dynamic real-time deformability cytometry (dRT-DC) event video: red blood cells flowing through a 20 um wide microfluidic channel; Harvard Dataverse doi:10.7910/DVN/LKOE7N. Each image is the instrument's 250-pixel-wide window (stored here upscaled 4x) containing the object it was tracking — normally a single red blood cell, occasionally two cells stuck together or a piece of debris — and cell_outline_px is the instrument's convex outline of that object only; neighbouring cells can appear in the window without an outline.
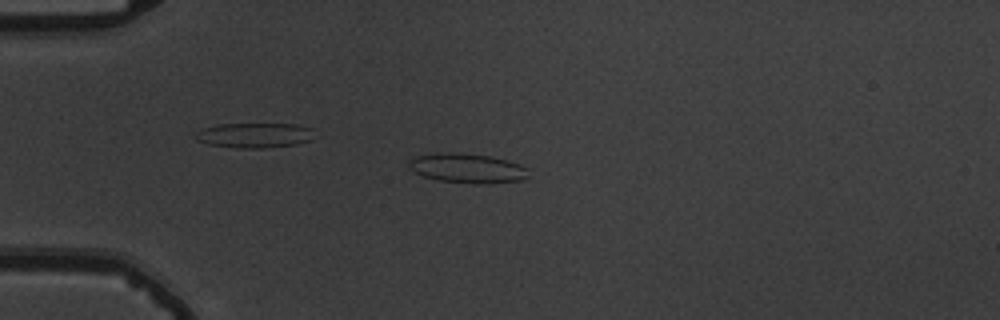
{"species": "common noctule bat (a hibernating species)", "species_latin": "Nyctalus noctula", "temperature_condition": "warm", "stored_images_in_passage": 54, "camera_frame_rate_fps": 3000, "um_per_image_px": 0.085, "animal": {"sex": "male", "body_mass_g": 19.5, "forearm_length_mm": 54.6}, "frame": {"image": 1, "passage_image": 14, "time_ms": 4.333, "image_size_px": [1000, 320], "cell_outline_px": [[528, 176], [520, 180], [488, 184], [472, 184], [440, 180], [424, 176], [408, 168], [408, 160], [416, 156], [436, 152], [452, 152], [488, 156], [508, 160], [520, 164], [528, 168]], "centroid_in_image_um": [39.71, 14.3], "position_along_channel_um": 45.3, "area_um2": 20.69}}
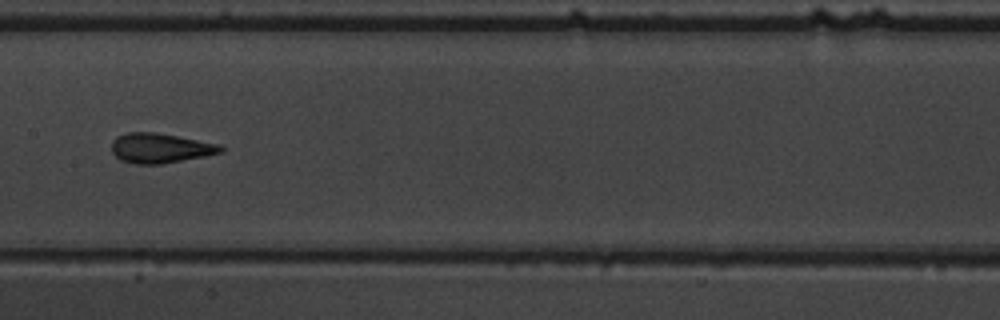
{"frame": {"image": 2, "passage_image": 28, "time_ms": 9.0, "image_size_px": [1000, 320], "cell_outline_px": [[224, 152], [204, 156], [160, 164], [136, 164], [120, 160], [112, 152], [112, 140], [116, 136], [128, 132], [152, 132], [176, 136], [220, 144], [224, 148]], "centroid_in_image_um": [13.6, 12.59], "position_along_channel_um": 193.8, "area_um2": 18.84}}
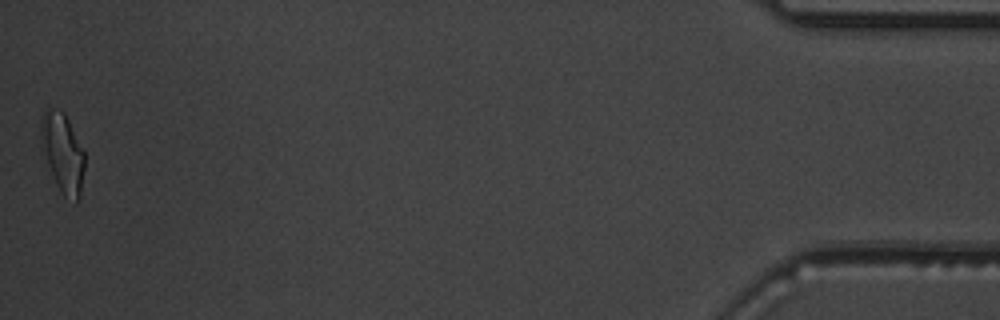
{"frame": {"image": 3, "passage_image": 54, "time_ms": 17.667, "image_size_px": [1000, 320], "cell_outline_px": [[84, 168], [80, 200], [76, 204], [64, 196], [56, 184], [40, 148], [40, 116], [48, 108], [52, 108], [64, 112], [84, 152]], "centroid_in_image_um": [5.3, 13.01], "position_along_channel_um": 429.9, "area_um2": 20.46}, "authors_computed_cell_mechanics": {"area_um2": 18.9873, "velocity_mm_per_s": 3.7253, "shape_relaxation_time_tau1_ms": 7.5151, "shape_relaxation_time_tau2_ms": 1.2989, "deformation_change_tau1": 0.182, "deformation_change_tau2": 0.0982}}